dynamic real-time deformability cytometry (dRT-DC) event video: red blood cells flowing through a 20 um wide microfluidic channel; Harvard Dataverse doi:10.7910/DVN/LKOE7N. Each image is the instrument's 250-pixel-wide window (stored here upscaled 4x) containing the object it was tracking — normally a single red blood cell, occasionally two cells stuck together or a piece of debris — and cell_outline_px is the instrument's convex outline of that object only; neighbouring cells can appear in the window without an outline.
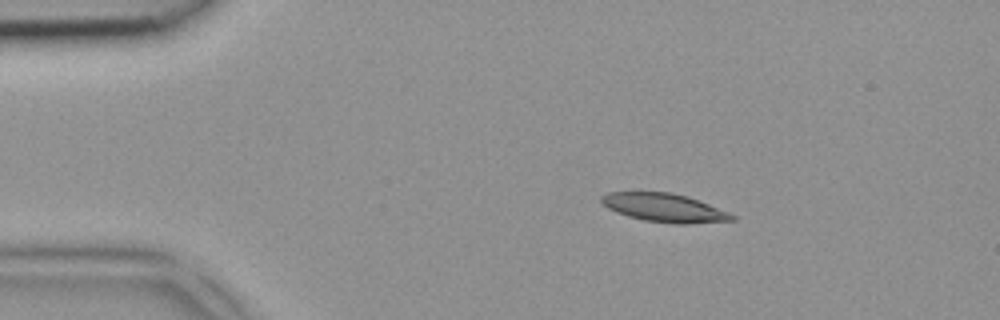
{"species": "common noctule bat (a hibernating species)", "species_latin": "Nyctalus noctula", "temperature_condition": "room temperature", "stored_images_in_passage": 4, "camera_frame_rate_fps": 3000, "um_per_image_px": 0.085, "animal": {"sex": "female", "body_mass_g": 18.4}, "frame": {"image": 1, "passage_image": 2, "time_ms": 0.333, "image_size_px": [1000, 320], "cell_outline_px": [[736, 220], [684, 224], [676, 224], [644, 220], [628, 216], [616, 212], [608, 208], [600, 200], [600, 196], [608, 192], [668, 192], [688, 196], [728, 212], [736, 216]], "centroid_in_image_um": [56.46, 17.65], "position_along_channel_um": 28.5, "area_um2": 21.56}}